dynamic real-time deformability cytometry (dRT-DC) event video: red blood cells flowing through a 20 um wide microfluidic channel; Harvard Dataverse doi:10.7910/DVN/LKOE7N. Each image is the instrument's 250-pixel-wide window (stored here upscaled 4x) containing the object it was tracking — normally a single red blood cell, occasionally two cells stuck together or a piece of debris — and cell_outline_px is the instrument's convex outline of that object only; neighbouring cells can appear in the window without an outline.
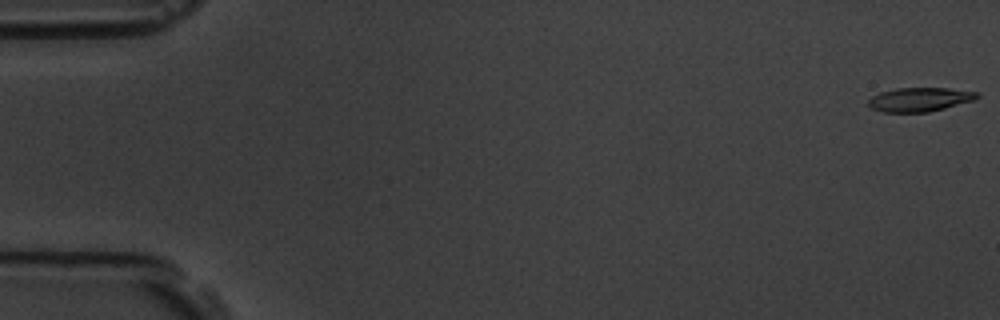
{"species": "common noctule bat (a hibernating species)", "species_latin": "Nyctalus noctula", "temperature_condition": "room temperature", "stored_images_in_passage": 58, "camera_frame_rate_fps": 3000, "um_per_image_px": 0.085, "animal": {"sex": "male", "body_mass_g": 19.5, "forearm_length_mm": 54.6}, "frame": {"image": 1, "passage_image": 1, "time_ms": 0.0, "image_size_px": [1000, 320], "cell_outline_px": [[980, 96], [972, 100], [944, 108], [928, 112], [884, 112], [872, 108], [868, 104], [868, 100], [872, 96], [880, 92], [896, 88], [948, 88], [980, 92]], "centroid_in_image_um": [78.17, 8.44], "position_along_channel_um": 6.8, "area_um2": 15.09}}
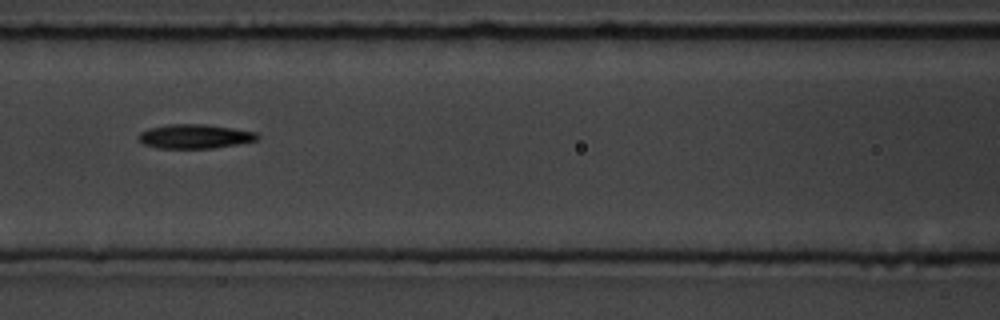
{"frame": {"image": 2, "passage_image": 26, "time_ms": 8.333, "image_size_px": [1000, 320], "cell_outline_px": [[260, 136], [256, 140], [236, 144], [212, 148], [156, 148], [144, 144], [140, 140], [140, 132], [148, 128], [168, 124], [204, 124], [232, 128], [256, 132]], "centroid_in_image_um": [16.55, 11.59], "position_along_channel_um": 150.1, "area_um2": 16.59}}
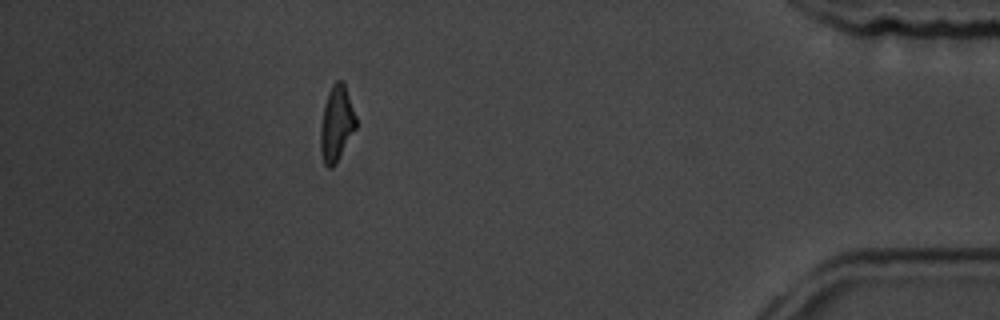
{"frame": {"image": 3, "passage_image": 52, "time_ms": 17.0, "image_size_px": [1000, 320], "cell_outline_px": [[356, 128], [336, 164], [332, 168], [328, 168], [324, 164], [320, 148], [320, 128], [324, 104], [328, 92], [332, 84], [336, 80], [340, 80], [344, 84], [356, 116]], "centroid_in_image_um": [28.59, 10.53], "position_along_channel_um": 406.6, "area_um2": 15.61}, "authors_computed_cell_mechanics": {"area_um2": 15.9528, "velocity_mm_per_s": 3.5495, "shape_relaxation_time_tau1_ms": 5.0831, "shape_relaxation_time_tau2_ms": 8.1594, "deformation_change_tau1": 0.192, "deformation_change_tau2": 0.1853}}